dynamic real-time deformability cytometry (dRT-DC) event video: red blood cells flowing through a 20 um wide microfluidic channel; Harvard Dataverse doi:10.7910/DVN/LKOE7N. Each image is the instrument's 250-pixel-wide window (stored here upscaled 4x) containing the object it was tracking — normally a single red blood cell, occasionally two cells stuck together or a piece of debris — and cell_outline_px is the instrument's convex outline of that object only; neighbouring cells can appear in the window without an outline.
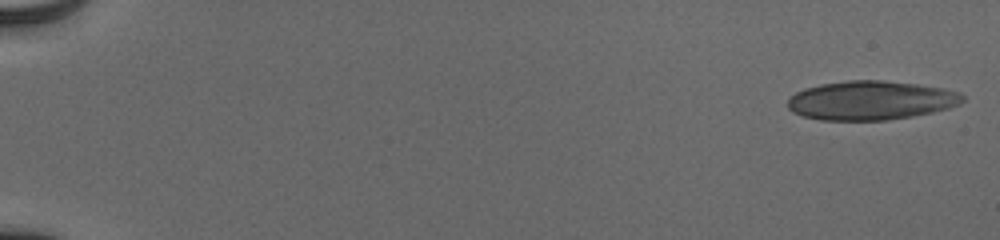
{"species": "human", "species_latin": "Homo sapiens", "temperature_condition": "cold", "stored_images_in_passage": 54, "camera_frame_rate_fps": 3000, "um_per_image_px": 0.085, "donor": {"sex": "male"}, "frame": {"image": 1, "passage_image": 1, "time_ms": 0.0, "image_size_px": [1000, 240], "cell_outline_px": [[964, 100], [960, 104], [948, 108], [932, 112], [912, 116], [888, 120], [820, 120], [804, 116], [792, 112], [788, 108], [788, 100], [796, 92], [804, 88], [820, 84], [848, 80], [884, 80], [916, 84], [940, 88], [960, 92], [964, 96]], "centroid_in_image_um": [74.01, 8.53], "position_along_channel_um": 11.0, "area_um2": 39.77}}
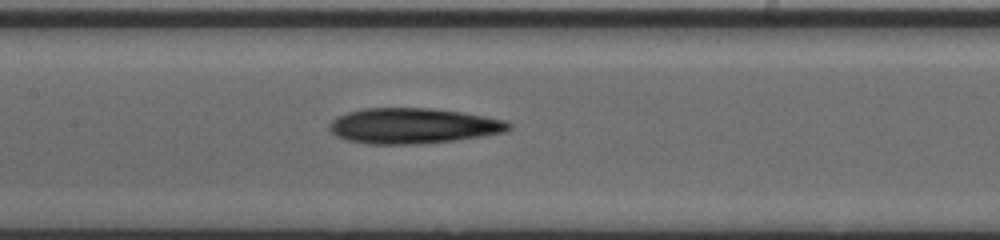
{"frame": {"image": 2, "passage_image": 28, "time_ms": 9.0, "image_size_px": [1000, 240], "cell_outline_px": [[512, 128], [504, 132], [484, 136], [456, 140], [420, 144], [368, 144], [344, 140], [336, 136], [328, 128], [328, 124], [336, 116], [348, 112], [364, 108], [428, 108], [460, 112], [508, 120], [512, 124]], "centroid_in_image_um": [35.1, 10.7], "position_along_channel_um": 172.3, "area_um2": 37.4}}
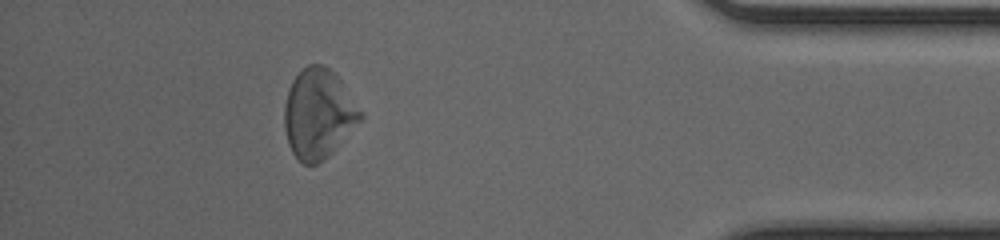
{"frame": {"image": 3, "passage_image": 49, "time_ms": 16.0, "image_size_px": [1000, 240], "cell_outline_px": [[364, 116], [332, 152], [324, 160], [316, 164], [304, 164], [292, 152], [288, 144], [284, 124], [284, 108], [288, 92], [292, 80], [308, 64], [324, 64], [340, 80], [364, 112]], "centroid_in_image_um": [27.07, 9.67], "position_along_channel_um": 408.1, "area_um2": 39.36}, "authors_computed_cell_mechanics": {"area_um2": 38.2058, "velocity_mm_per_s": 3.8977, "shape_relaxation_time_tau1_ms": 8.1571, "shape_relaxation_time_tau2_ms": 4.5033, "deformation_change_tau1": 0.2273, "deformation_change_tau2": 0.1592}}